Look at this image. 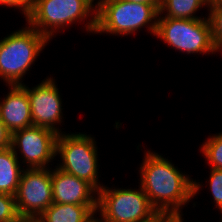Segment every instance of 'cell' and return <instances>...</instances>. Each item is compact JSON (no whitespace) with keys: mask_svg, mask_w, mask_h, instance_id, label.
Masks as SVG:
<instances>
[{"mask_svg":"<svg viewBox=\"0 0 222 222\" xmlns=\"http://www.w3.org/2000/svg\"><path fill=\"white\" fill-rule=\"evenodd\" d=\"M146 150L138 170V184L157 212L183 213V208L189 205L187 203H192L191 199H194L204 186L186 172L180 171L168 157L150 149Z\"/></svg>","mask_w":222,"mask_h":222,"instance_id":"cell-1","label":"cell"},{"mask_svg":"<svg viewBox=\"0 0 222 222\" xmlns=\"http://www.w3.org/2000/svg\"><path fill=\"white\" fill-rule=\"evenodd\" d=\"M97 0H34L25 20L49 41L63 29L83 22L87 33L96 30ZM91 18V19H89Z\"/></svg>","mask_w":222,"mask_h":222,"instance_id":"cell-2","label":"cell"},{"mask_svg":"<svg viewBox=\"0 0 222 222\" xmlns=\"http://www.w3.org/2000/svg\"><path fill=\"white\" fill-rule=\"evenodd\" d=\"M160 7L127 0H97L94 34L128 36L146 27L155 36Z\"/></svg>","mask_w":222,"mask_h":222,"instance_id":"cell-3","label":"cell"},{"mask_svg":"<svg viewBox=\"0 0 222 222\" xmlns=\"http://www.w3.org/2000/svg\"><path fill=\"white\" fill-rule=\"evenodd\" d=\"M26 25L0 40V79L6 86L23 85L24 76L50 44L44 35Z\"/></svg>","mask_w":222,"mask_h":222,"instance_id":"cell-4","label":"cell"},{"mask_svg":"<svg viewBox=\"0 0 222 222\" xmlns=\"http://www.w3.org/2000/svg\"><path fill=\"white\" fill-rule=\"evenodd\" d=\"M95 137L87 133H62L57 137L56 156L59 155L57 168L90 183L97 191L104 184L98 179V147Z\"/></svg>","mask_w":222,"mask_h":222,"instance_id":"cell-5","label":"cell"},{"mask_svg":"<svg viewBox=\"0 0 222 222\" xmlns=\"http://www.w3.org/2000/svg\"><path fill=\"white\" fill-rule=\"evenodd\" d=\"M155 36L180 53L210 55L215 47L210 21L201 19L158 18Z\"/></svg>","mask_w":222,"mask_h":222,"instance_id":"cell-6","label":"cell"},{"mask_svg":"<svg viewBox=\"0 0 222 222\" xmlns=\"http://www.w3.org/2000/svg\"><path fill=\"white\" fill-rule=\"evenodd\" d=\"M134 188H114L104 185L98 191L97 213L106 222H141L157 211L151 206L140 185Z\"/></svg>","mask_w":222,"mask_h":222,"instance_id":"cell-7","label":"cell"},{"mask_svg":"<svg viewBox=\"0 0 222 222\" xmlns=\"http://www.w3.org/2000/svg\"><path fill=\"white\" fill-rule=\"evenodd\" d=\"M57 137L53 130L33 125L11 134V148L24 169L50 168L56 159Z\"/></svg>","mask_w":222,"mask_h":222,"instance_id":"cell-8","label":"cell"},{"mask_svg":"<svg viewBox=\"0 0 222 222\" xmlns=\"http://www.w3.org/2000/svg\"><path fill=\"white\" fill-rule=\"evenodd\" d=\"M15 201L19 216L35 222L53 203L51 167L23 169Z\"/></svg>","mask_w":222,"mask_h":222,"instance_id":"cell-9","label":"cell"},{"mask_svg":"<svg viewBox=\"0 0 222 222\" xmlns=\"http://www.w3.org/2000/svg\"><path fill=\"white\" fill-rule=\"evenodd\" d=\"M56 83L53 76H48L32 88L27 85V95L33 125L51 129L59 135L65 133L59 129L65 115L62 112V95Z\"/></svg>","mask_w":222,"mask_h":222,"instance_id":"cell-10","label":"cell"},{"mask_svg":"<svg viewBox=\"0 0 222 222\" xmlns=\"http://www.w3.org/2000/svg\"><path fill=\"white\" fill-rule=\"evenodd\" d=\"M53 202L59 204L97 205L98 191L87 181L51 167Z\"/></svg>","mask_w":222,"mask_h":222,"instance_id":"cell-11","label":"cell"},{"mask_svg":"<svg viewBox=\"0 0 222 222\" xmlns=\"http://www.w3.org/2000/svg\"><path fill=\"white\" fill-rule=\"evenodd\" d=\"M9 92L1 100L0 119L7 130L13 132L33 126L31 108L27 95V85H11Z\"/></svg>","mask_w":222,"mask_h":222,"instance_id":"cell-12","label":"cell"},{"mask_svg":"<svg viewBox=\"0 0 222 222\" xmlns=\"http://www.w3.org/2000/svg\"><path fill=\"white\" fill-rule=\"evenodd\" d=\"M97 205H74L52 203L35 222H85Z\"/></svg>","mask_w":222,"mask_h":222,"instance_id":"cell-13","label":"cell"},{"mask_svg":"<svg viewBox=\"0 0 222 222\" xmlns=\"http://www.w3.org/2000/svg\"><path fill=\"white\" fill-rule=\"evenodd\" d=\"M22 166L11 147L0 150V193L16 195Z\"/></svg>","mask_w":222,"mask_h":222,"instance_id":"cell-14","label":"cell"},{"mask_svg":"<svg viewBox=\"0 0 222 222\" xmlns=\"http://www.w3.org/2000/svg\"><path fill=\"white\" fill-rule=\"evenodd\" d=\"M208 8L207 0H162L158 18L201 19L196 12Z\"/></svg>","mask_w":222,"mask_h":222,"instance_id":"cell-15","label":"cell"},{"mask_svg":"<svg viewBox=\"0 0 222 222\" xmlns=\"http://www.w3.org/2000/svg\"><path fill=\"white\" fill-rule=\"evenodd\" d=\"M200 145L205 163L211 168L222 170V132L208 136Z\"/></svg>","mask_w":222,"mask_h":222,"instance_id":"cell-16","label":"cell"},{"mask_svg":"<svg viewBox=\"0 0 222 222\" xmlns=\"http://www.w3.org/2000/svg\"><path fill=\"white\" fill-rule=\"evenodd\" d=\"M207 11L214 45L222 53V5L208 6Z\"/></svg>","mask_w":222,"mask_h":222,"instance_id":"cell-17","label":"cell"},{"mask_svg":"<svg viewBox=\"0 0 222 222\" xmlns=\"http://www.w3.org/2000/svg\"><path fill=\"white\" fill-rule=\"evenodd\" d=\"M209 173V179H206L205 182L208 183L206 185H209V191L216 206L215 209L222 213V170L211 168Z\"/></svg>","mask_w":222,"mask_h":222,"instance_id":"cell-18","label":"cell"},{"mask_svg":"<svg viewBox=\"0 0 222 222\" xmlns=\"http://www.w3.org/2000/svg\"><path fill=\"white\" fill-rule=\"evenodd\" d=\"M19 218L15 196L0 193V222H14Z\"/></svg>","mask_w":222,"mask_h":222,"instance_id":"cell-19","label":"cell"},{"mask_svg":"<svg viewBox=\"0 0 222 222\" xmlns=\"http://www.w3.org/2000/svg\"><path fill=\"white\" fill-rule=\"evenodd\" d=\"M34 0H0V6L5 8H15L19 10L20 13L24 16L25 20L29 15V11L32 8Z\"/></svg>","mask_w":222,"mask_h":222,"instance_id":"cell-20","label":"cell"},{"mask_svg":"<svg viewBox=\"0 0 222 222\" xmlns=\"http://www.w3.org/2000/svg\"><path fill=\"white\" fill-rule=\"evenodd\" d=\"M11 147V133L7 130L5 124L0 119V150Z\"/></svg>","mask_w":222,"mask_h":222,"instance_id":"cell-21","label":"cell"},{"mask_svg":"<svg viewBox=\"0 0 222 222\" xmlns=\"http://www.w3.org/2000/svg\"><path fill=\"white\" fill-rule=\"evenodd\" d=\"M183 213H161L158 212V222H185Z\"/></svg>","mask_w":222,"mask_h":222,"instance_id":"cell-22","label":"cell"},{"mask_svg":"<svg viewBox=\"0 0 222 222\" xmlns=\"http://www.w3.org/2000/svg\"><path fill=\"white\" fill-rule=\"evenodd\" d=\"M98 215V216H97ZM85 222H106L104 218L96 212H94Z\"/></svg>","mask_w":222,"mask_h":222,"instance_id":"cell-23","label":"cell"},{"mask_svg":"<svg viewBox=\"0 0 222 222\" xmlns=\"http://www.w3.org/2000/svg\"><path fill=\"white\" fill-rule=\"evenodd\" d=\"M134 3L150 4V5H161L162 0H127Z\"/></svg>","mask_w":222,"mask_h":222,"instance_id":"cell-24","label":"cell"},{"mask_svg":"<svg viewBox=\"0 0 222 222\" xmlns=\"http://www.w3.org/2000/svg\"><path fill=\"white\" fill-rule=\"evenodd\" d=\"M208 6L222 5V0H207Z\"/></svg>","mask_w":222,"mask_h":222,"instance_id":"cell-25","label":"cell"},{"mask_svg":"<svg viewBox=\"0 0 222 222\" xmlns=\"http://www.w3.org/2000/svg\"><path fill=\"white\" fill-rule=\"evenodd\" d=\"M141 222H158V212H156L150 219Z\"/></svg>","mask_w":222,"mask_h":222,"instance_id":"cell-26","label":"cell"},{"mask_svg":"<svg viewBox=\"0 0 222 222\" xmlns=\"http://www.w3.org/2000/svg\"><path fill=\"white\" fill-rule=\"evenodd\" d=\"M14 222H33V221L20 217L18 220L14 221Z\"/></svg>","mask_w":222,"mask_h":222,"instance_id":"cell-27","label":"cell"}]
</instances>
